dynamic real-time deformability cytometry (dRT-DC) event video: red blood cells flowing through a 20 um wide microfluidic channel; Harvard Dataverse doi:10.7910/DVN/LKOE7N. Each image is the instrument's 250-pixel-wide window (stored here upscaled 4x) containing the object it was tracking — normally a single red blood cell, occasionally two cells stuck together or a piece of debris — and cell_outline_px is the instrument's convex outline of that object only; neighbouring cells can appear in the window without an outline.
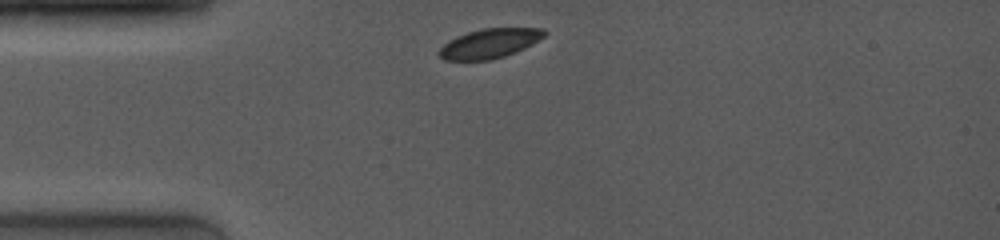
{"species": "common noctule bat (a hibernating species)", "species_latin": "Nyctalus noctula", "temperature_condition": "room temperature", "stored_images_in_passage": 4, "camera_frame_rate_fps": 4000, "um_per_image_px": 0.085, "animal": {"sex": "female", "body_mass_g": 19.0, "forearm_length_mm": 53.3}, "frame": {"image": 1, "passage_image": 1, "time_ms": 0.0, "image_size_px": [1000, 240], "cell_outline_px": [[548, 32], [544, 36], [532, 44], [516, 52], [492, 60], [444, 60], [436, 52], [448, 40], [456, 36], [468, 32], [484, 28], [544, 28]], "centroid_in_image_um": [41.6, 3.69], "position_along_channel_um": 43.4, "area_um2": 18.15}}